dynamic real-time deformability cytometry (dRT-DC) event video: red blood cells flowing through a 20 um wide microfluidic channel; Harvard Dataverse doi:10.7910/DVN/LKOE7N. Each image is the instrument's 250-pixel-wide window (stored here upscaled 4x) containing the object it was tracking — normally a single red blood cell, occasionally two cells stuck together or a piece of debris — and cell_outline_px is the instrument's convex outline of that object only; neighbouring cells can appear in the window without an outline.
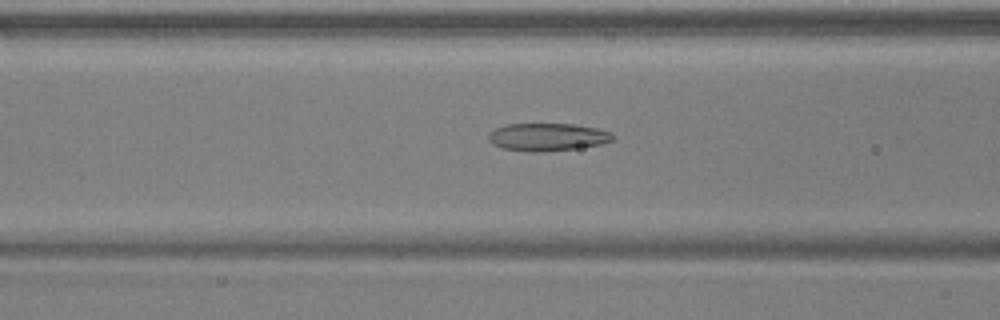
{"species": "common noctule bat (a hibernating species)", "species_latin": "Nyctalus noctula", "temperature_condition": "warm", "stored_images_in_passage": 45, "camera_frame_rate_fps": 3000, "um_per_image_px": 0.085, "animal": {"sex": "male", "body_mass_g": 17.9, "forearm_length_mm": 54.2}, "frame": {"image": 1, "passage_image": 22, "time_ms": 7.0, "image_size_px": [1000, 320], "cell_outline_px": [[612, 140], [604, 144], [540, 152], [528, 152], [500, 148], [492, 144], [488, 140], [488, 136], [496, 128], [504, 124], [572, 124], [596, 128], [612, 132]], "centroid_in_image_um": [46.5, 11.65], "position_along_channel_um": 120.1, "area_um2": 20.0}}
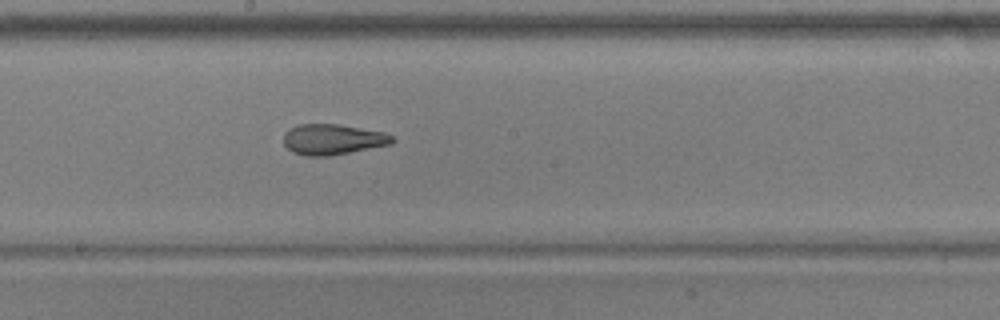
{"frame": {"image": 2, "passage_image": 30, "time_ms": 9.667, "image_size_px": [1000, 320], "cell_outline_px": [[396, 140], [392, 144], [328, 156], [304, 156], [292, 152], [284, 144], [284, 132], [288, 128], [296, 124], [340, 124], [384, 132], [392, 136]], "centroid_in_image_um": [28.26, 11.84], "position_along_channel_um": 219.9, "area_um2": 19.54}}
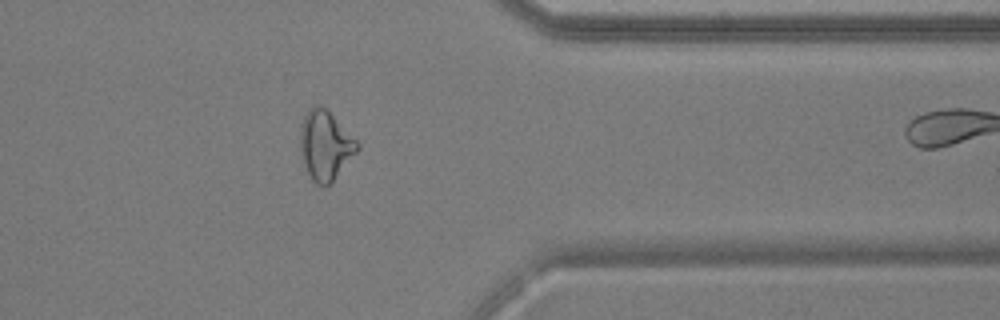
{"frame": {"image": 3, "passage_image": 44, "time_ms": 14.333, "image_size_px": [1000, 320], "cell_outline_px": [[360, 148], [332, 184], [316, 184], [312, 180], [304, 168], [300, 152], [300, 128], [304, 116], [308, 108], [312, 104], [320, 104], [360, 144]], "centroid_in_image_um": [27.62, 12.38], "position_along_channel_um": 383.8, "area_um2": 23.12}}